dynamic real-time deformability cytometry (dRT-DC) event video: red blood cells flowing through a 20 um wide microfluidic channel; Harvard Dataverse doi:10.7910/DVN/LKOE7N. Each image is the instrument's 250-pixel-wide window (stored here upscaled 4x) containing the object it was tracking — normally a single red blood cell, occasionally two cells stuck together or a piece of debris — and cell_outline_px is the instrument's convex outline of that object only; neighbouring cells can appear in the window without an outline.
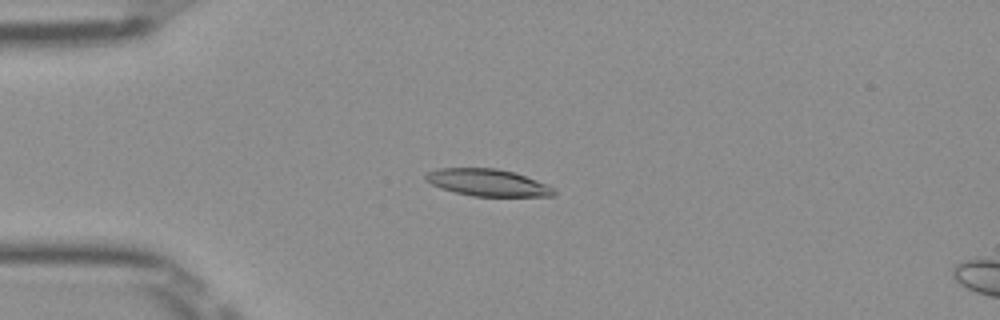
{"species": "Egyptian fruit bat (a non-hibernating species)", "species_latin": "Rousettus aegyptiacus", "temperature_condition": "room temperature", "stored_images_in_passage": 52, "camera_frame_rate_fps": 3000, "um_per_image_px": 0.085, "frame": {"image": 1, "passage_image": 14, "time_ms": 4.333, "image_size_px": [1000, 320], "cell_outline_px": [[556, 196], [472, 196], [440, 188], [424, 180], [424, 176], [428, 172], [436, 168], [496, 168], [512, 172], [548, 184], [556, 192]], "centroid_in_image_um": [41.43, 15.52], "position_along_channel_um": 43.6, "area_um2": 20.11}}
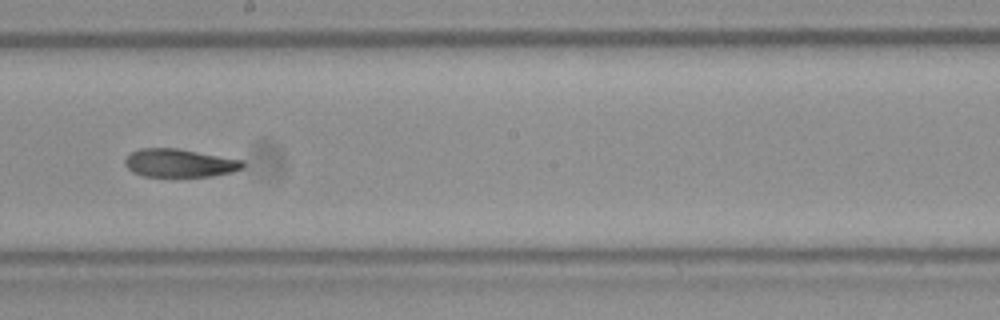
{"frame": {"image": 2, "passage_image": 30, "time_ms": 9.667, "image_size_px": [1000, 320], "cell_outline_px": [[244, 168], [232, 172], [212, 176], [144, 176], [132, 172], [124, 164], [124, 160], [132, 152], [140, 148], [176, 148], [244, 160]], "centroid_in_image_um": [15.27, 13.86], "position_along_channel_um": 232.9, "area_um2": 19.31}}
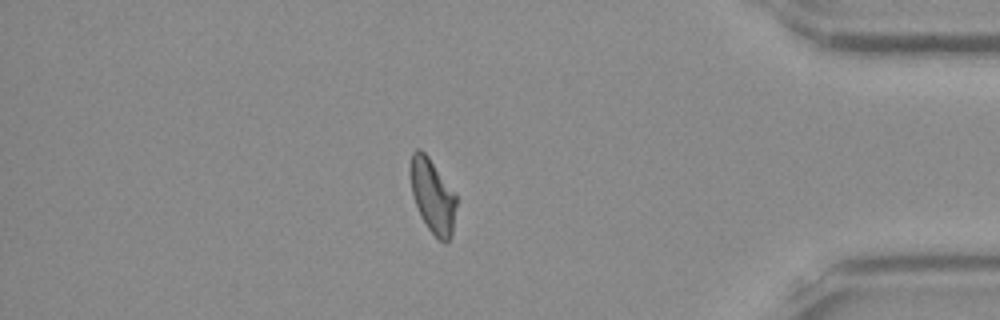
{"frame": {"image": 3, "passage_image": 45, "time_ms": 14.667, "image_size_px": [1000, 320], "cell_outline_px": [[456, 204], [452, 236], [444, 244], [428, 228], [412, 196], [408, 172], [408, 168], [412, 152], [416, 148], [420, 148], [428, 156], [456, 192]], "centroid_in_image_um": [36.75, 16.59], "position_along_channel_um": 398.4, "area_um2": 20.11}, "authors_computed_cell_mechanics": {"area_um2": 20.1144, "velocity_mm_per_s": 3.9846, "shape_relaxation_time_tau1_ms": null, "shape_relaxation_time_tau2_ms": 2.5985, "deformation_change_tau1": null, "deformation_change_tau2": 0.0976}}